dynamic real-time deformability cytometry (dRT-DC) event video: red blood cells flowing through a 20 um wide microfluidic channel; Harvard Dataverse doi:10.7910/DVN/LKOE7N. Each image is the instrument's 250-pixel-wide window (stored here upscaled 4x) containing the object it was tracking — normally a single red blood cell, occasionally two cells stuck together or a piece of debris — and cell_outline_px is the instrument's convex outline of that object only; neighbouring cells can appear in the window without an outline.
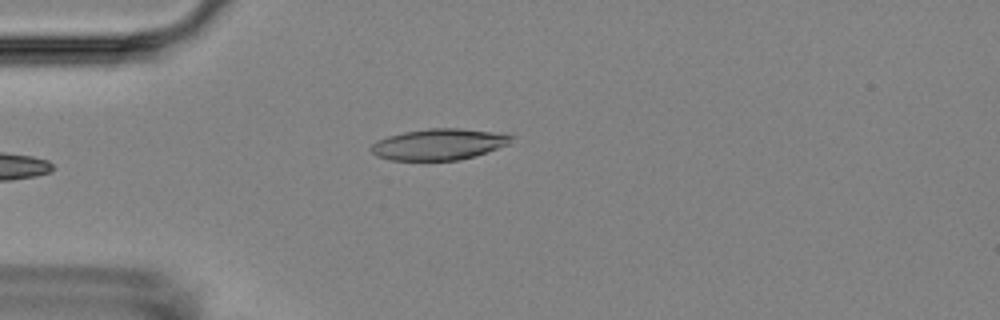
{"species": "Egyptian fruit bat (a non-hibernating species)", "species_latin": "Rousettus aegyptiacus", "temperature_condition": "room temperature", "stored_images_in_passage": 6, "camera_frame_rate_fps": 3000, "um_per_image_px": 0.085, "animal": {"sex": "female"}, "frame": {"image": 1, "passage_image": 6, "time_ms": 5.667, "image_size_px": [1000, 320], "cell_outline_px": [[516, 136], [508, 144], [460, 160], [392, 160], [376, 156], [372, 152], [372, 144], [388, 136], [404, 132], [428, 128], [460, 128], [492, 132]], "centroid_in_image_um": [37.29, 12.26], "position_along_channel_um": 47.7, "area_um2": 25.03}}